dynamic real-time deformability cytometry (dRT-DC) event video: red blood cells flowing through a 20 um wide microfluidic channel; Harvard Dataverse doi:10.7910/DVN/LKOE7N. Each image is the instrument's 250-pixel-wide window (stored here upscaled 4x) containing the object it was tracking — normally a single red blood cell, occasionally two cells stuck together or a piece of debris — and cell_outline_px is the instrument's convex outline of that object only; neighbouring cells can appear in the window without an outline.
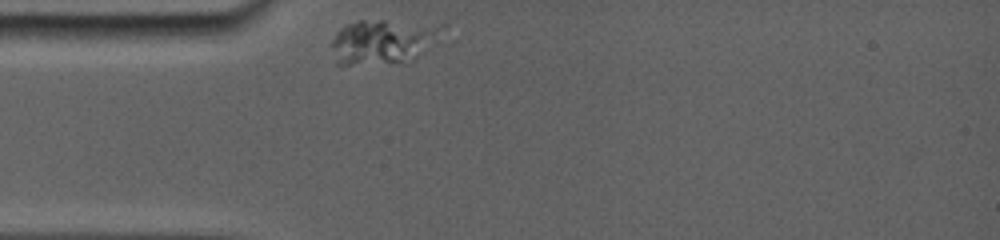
{"species": "common noctule bat (a hibernating species)", "species_latin": "Nyctalus noctula", "temperature_condition": "room temperature", "stored_images_in_passage": 9, "camera_frame_rate_fps": 5000, "um_per_image_px": 0.085, "animal": {"sex": "female", "body_mass_g": 19.0, "forearm_length_mm": 56.7}, "frame": {"image": 1, "passage_image": 1, "time_ms": 0.0, "image_size_px": [1000, 240], "cell_outline_px": [[448, 24], [412, 64], [336, 64], [332, 44], [332, 40], [336, 32], [344, 24], [360, 20], [448, 20]], "centroid_in_image_um": [32.69, 3.49], "position_along_channel_um": 52.3, "area_um2": 30.23}}
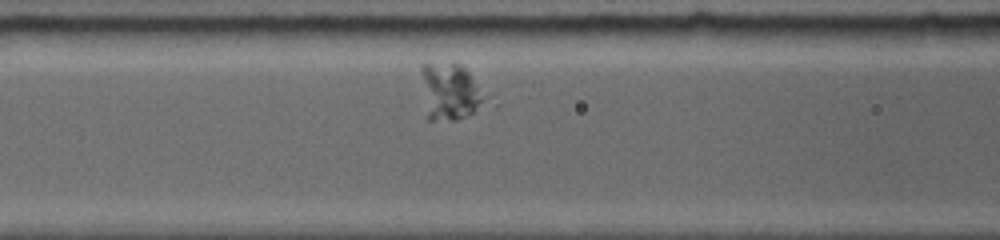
{"frame": {"image": 2, "passage_image": 6, "time_ms": 2.4, "image_size_px": [1000, 240], "cell_outline_px": [[500, 104], [496, 108], [456, 120], [428, 120], [420, 68], [424, 64], [460, 64]], "centroid_in_image_um": [38.54, 7.89], "position_along_channel_um": 128.1, "area_um2": 22.89}}
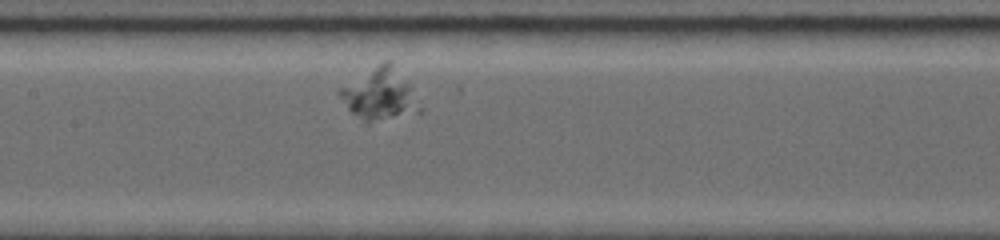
{"frame": {"image": 3, "passage_image": 9, "time_ms": 3.8, "image_size_px": [1000, 240], "cell_outline_px": [[424, 108], [420, 112], [368, 120], [364, 120], [352, 112], [348, 108], [336, 92], [340, 88], [384, 60], [388, 60], [412, 84]], "centroid_in_image_um": [32.36, 7.97], "position_along_channel_um": 175.0, "area_um2": 23.47}}